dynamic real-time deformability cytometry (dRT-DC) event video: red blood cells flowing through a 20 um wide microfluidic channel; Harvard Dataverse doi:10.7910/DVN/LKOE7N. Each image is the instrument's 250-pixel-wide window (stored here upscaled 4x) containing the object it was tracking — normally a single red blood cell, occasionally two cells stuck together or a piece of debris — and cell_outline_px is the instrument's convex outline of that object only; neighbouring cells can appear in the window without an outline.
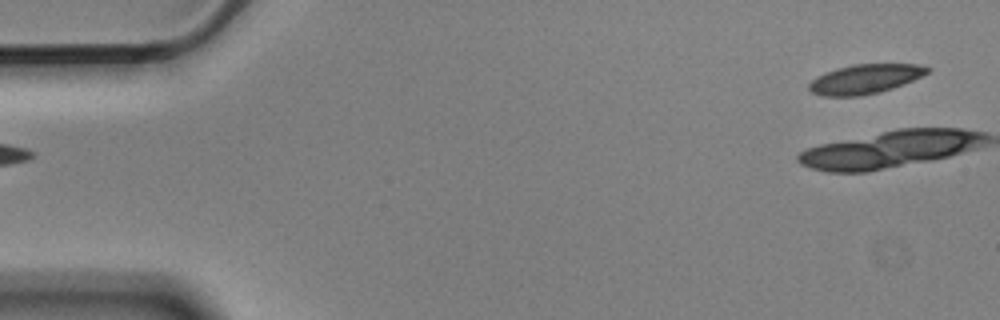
{"species": "Egyptian fruit bat (a non-hibernating species)", "species_latin": "Rousettus aegyptiacus", "temperature_condition": "cold", "stored_images_in_passage": 6, "camera_frame_rate_fps": 3000, "um_per_image_px": 0.085, "animal": {"sex": "male"}, "frame": {"image": 1, "passage_image": 1, "time_ms": 0.0, "image_size_px": [1000, 320], "cell_outline_px": [[928, 72], [912, 80], [892, 88], [880, 92], [860, 96], [824, 96], [812, 92], [808, 88], [808, 84], [816, 76], [824, 72], [836, 68], [852, 64], [916, 64], [928, 68]], "centroid_in_image_um": [73.45, 6.72], "position_along_channel_um": 11.5, "area_um2": 20.11}}
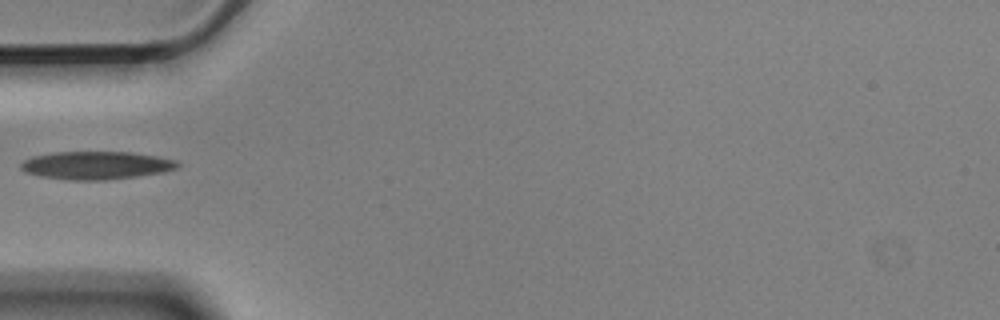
{"frame": {"image": 2, "passage_image": 5, "time_ms": 1.333, "image_size_px": [1000, 320], "cell_outline_px": [[180, 168], [164, 172], [136, 176], [104, 180], [68, 180], [40, 176], [24, 172], [20, 168], [20, 164], [24, 160], [32, 156], [56, 152], [128, 152], [156, 156], [176, 160], [180, 164]], "centroid_in_image_um": [8.17, 14.05], "position_along_channel_um": 76.8, "area_um2": 25.61}}
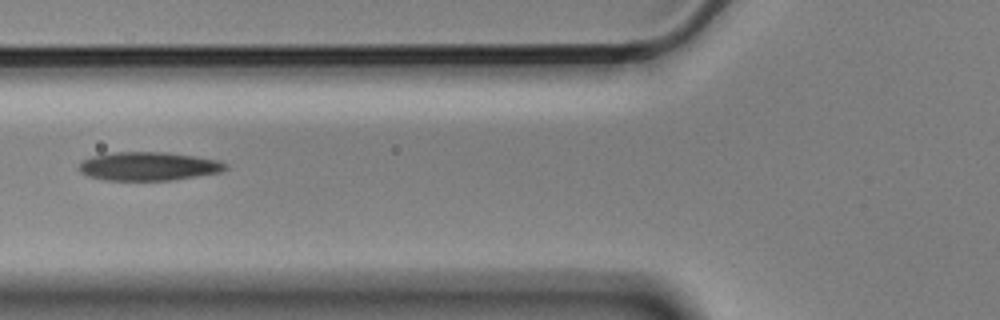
{"frame": {"image": 3, "passage_image": 6, "time_ms": 1.667, "image_size_px": [1000, 320], "cell_outline_px": [[228, 168], [220, 172], [172, 180], [104, 180], [88, 176], [80, 172], [80, 164], [84, 160], [92, 156], [112, 152], [168, 152], [220, 160], [228, 164]], "centroid_in_image_um": [12.65, 14.13], "position_along_channel_um": 113.1, "area_um2": 24.39}}